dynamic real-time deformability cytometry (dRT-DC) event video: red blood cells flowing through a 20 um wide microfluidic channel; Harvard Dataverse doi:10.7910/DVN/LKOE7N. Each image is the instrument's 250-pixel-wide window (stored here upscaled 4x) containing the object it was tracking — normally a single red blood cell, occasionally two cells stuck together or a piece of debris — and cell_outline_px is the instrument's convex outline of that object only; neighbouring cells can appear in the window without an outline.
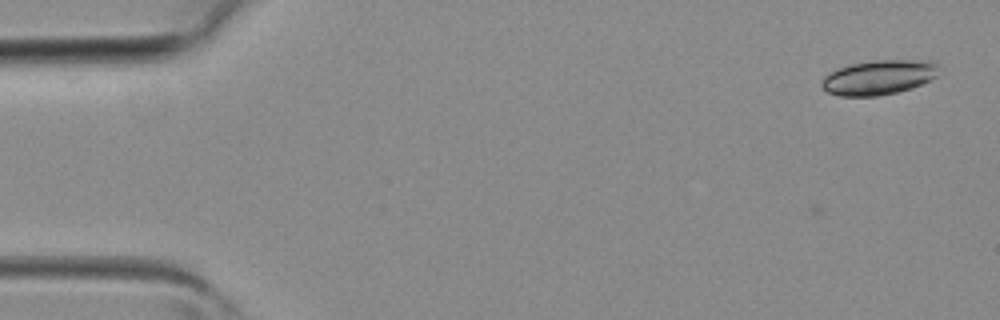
{"species": "common noctule bat (a hibernating species)", "species_latin": "Nyctalus noctula", "temperature_condition": "room temperature", "stored_images_in_passage": 4, "camera_frame_rate_fps": 3000, "um_per_image_px": 0.085, "animal": {"sex": "female", "body_mass_g": 19.3, "forearm_length_mm": 54.1}, "frame": {"image": 1, "passage_image": 1, "time_ms": 0.0, "image_size_px": [1000, 320], "cell_outline_px": [[940, 64], [936, 76], [912, 88], [896, 92], [876, 96], [840, 96], [828, 92], [820, 84], [824, 76], [840, 68], [852, 64], [872, 60], [936, 60]], "centroid_in_image_um": [74.74, 6.56], "position_along_channel_um": 10.3, "area_um2": 23.58}}